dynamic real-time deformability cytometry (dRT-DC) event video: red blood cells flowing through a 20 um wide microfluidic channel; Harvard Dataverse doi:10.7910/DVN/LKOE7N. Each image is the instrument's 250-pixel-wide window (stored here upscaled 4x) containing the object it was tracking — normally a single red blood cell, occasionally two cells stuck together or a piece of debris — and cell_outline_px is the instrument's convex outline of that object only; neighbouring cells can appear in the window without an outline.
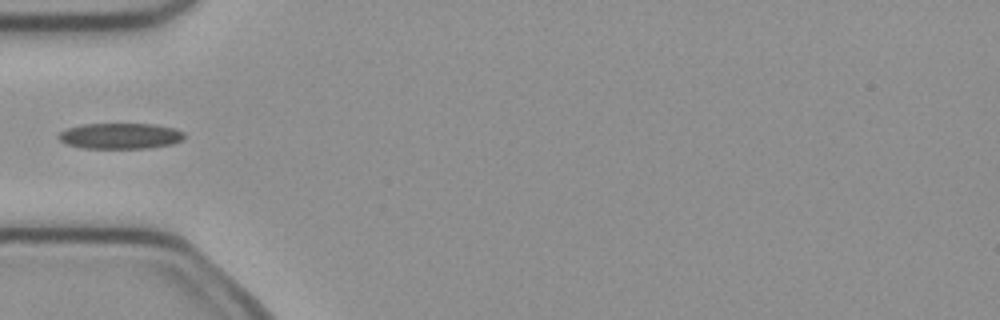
{"species": "common noctule bat (a hibernating species)", "species_latin": "Nyctalus noctula", "temperature_condition": "cold", "stored_images_in_passage": 5, "camera_frame_rate_fps": 3000, "um_per_image_px": 0.085, "animal": {"sex": "female", "body_mass_g": 21.9}, "frame": {"image": 1, "passage_image": 5, "time_ms": 1.333, "image_size_px": [1000, 320], "cell_outline_px": [[184, 140], [172, 144], [148, 148], [84, 148], [64, 144], [56, 136], [60, 132], [68, 128], [84, 124], [156, 124], [176, 128], [184, 132]], "centroid_in_image_um": [10.24, 11.55], "position_along_channel_um": 74.8, "area_um2": 19.07}}